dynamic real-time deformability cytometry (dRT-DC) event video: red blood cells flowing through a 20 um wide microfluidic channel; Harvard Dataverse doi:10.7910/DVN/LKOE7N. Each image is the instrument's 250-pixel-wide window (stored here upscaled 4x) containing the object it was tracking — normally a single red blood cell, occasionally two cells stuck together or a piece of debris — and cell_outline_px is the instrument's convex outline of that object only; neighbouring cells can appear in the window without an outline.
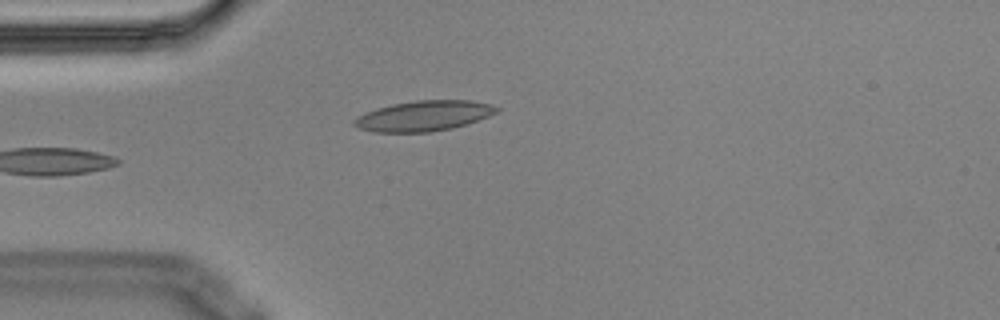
{"species": "Egyptian fruit bat (a non-hibernating species)", "species_latin": "Rousettus aegyptiacus", "temperature_condition": "cold", "stored_images_in_passage": 6, "camera_frame_rate_fps": 3000, "um_per_image_px": 0.085, "animal": {"sex": "male"}, "frame": {"image": 1, "passage_image": 6, "time_ms": 1.667, "image_size_px": [1000, 320], "cell_outline_px": [[500, 108], [496, 112], [488, 116], [468, 124], [452, 128], [428, 132], [376, 132], [360, 128], [352, 124], [352, 120], [356, 116], [392, 104], [416, 100], [472, 100], [492, 104]], "centroid_in_image_um": [36.04, 9.84], "position_along_channel_um": 49.0, "area_um2": 25.09}}